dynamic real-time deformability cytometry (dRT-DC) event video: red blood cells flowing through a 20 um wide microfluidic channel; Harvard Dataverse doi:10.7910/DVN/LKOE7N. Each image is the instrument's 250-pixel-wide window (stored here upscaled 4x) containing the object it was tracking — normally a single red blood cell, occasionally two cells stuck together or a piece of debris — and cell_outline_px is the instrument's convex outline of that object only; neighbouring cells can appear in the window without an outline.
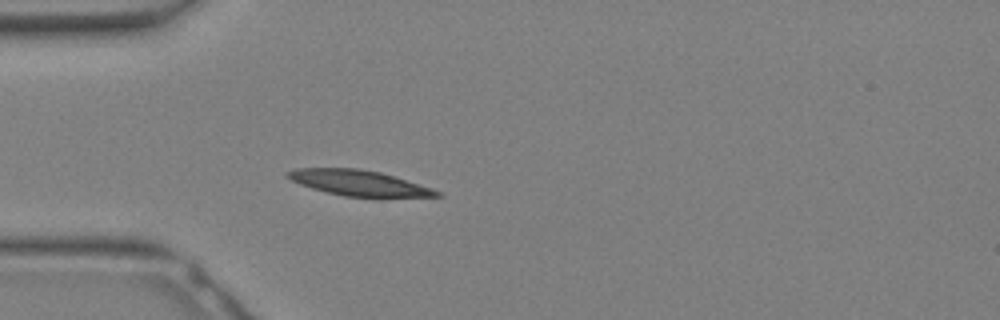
{"species": "Egyptian fruit bat (a non-hibernating species)", "species_latin": "Rousettus aegyptiacus", "temperature_condition": "warm", "stored_images_in_passage": 24, "camera_frame_rate_fps": 3000, "um_per_image_px": 0.085, "animal": {"sex": "female"}, "frame": {"image": 1, "passage_image": 1, "time_ms": 0.0, "image_size_px": [1000, 320], "cell_outline_px": [[444, 196], [380, 200], [344, 196], [312, 188], [300, 184], [284, 176], [284, 172], [296, 168], [360, 168], [380, 172], [432, 188], [440, 192]], "centroid_in_image_um": [30.59, 15.6], "position_along_channel_um": 54.4, "area_um2": 23.18}}
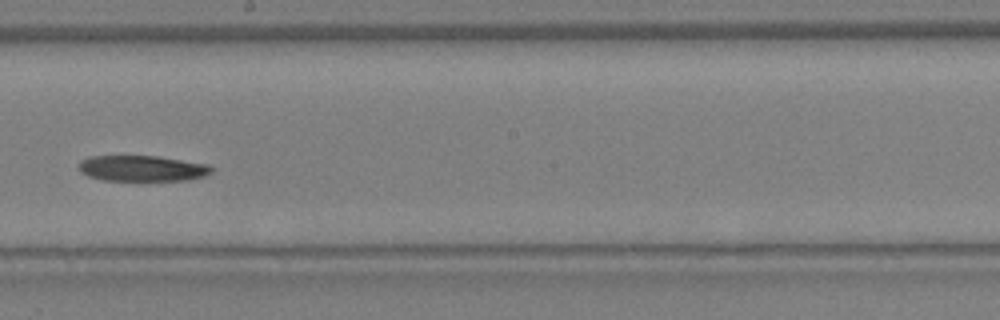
{"frame": {"image": 2, "passage_image": 10, "time_ms": 3.0, "image_size_px": [1000, 320], "cell_outline_px": [[212, 172], [204, 176], [188, 180], [104, 180], [88, 176], [80, 172], [80, 160], [92, 156], [156, 156], [208, 164], [212, 168]], "centroid_in_image_um": [12.09, 14.31], "position_along_channel_um": 236.1, "area_um2": 19.77}}
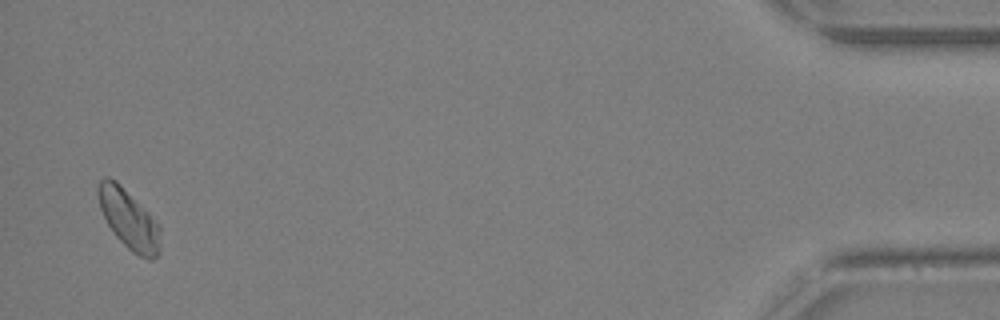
{"frame": {"image": 3, "passage_image": 23, "time_ms": 7.333, "image_size_px": [1000, 320], "cell_outline_px": [[160, 252], [152, 260], [148, 260], [132, 252], [116, 236], [108, 224], [100, 208], [96, 192], [96, 188], [100, 180], [104, 176], [108, 176], [116, 180], [160, 224]], "centroid_in_image_um": [10.95, 18.62], "position_along_channel_um": 424.3, "area_um2": 21.62}}